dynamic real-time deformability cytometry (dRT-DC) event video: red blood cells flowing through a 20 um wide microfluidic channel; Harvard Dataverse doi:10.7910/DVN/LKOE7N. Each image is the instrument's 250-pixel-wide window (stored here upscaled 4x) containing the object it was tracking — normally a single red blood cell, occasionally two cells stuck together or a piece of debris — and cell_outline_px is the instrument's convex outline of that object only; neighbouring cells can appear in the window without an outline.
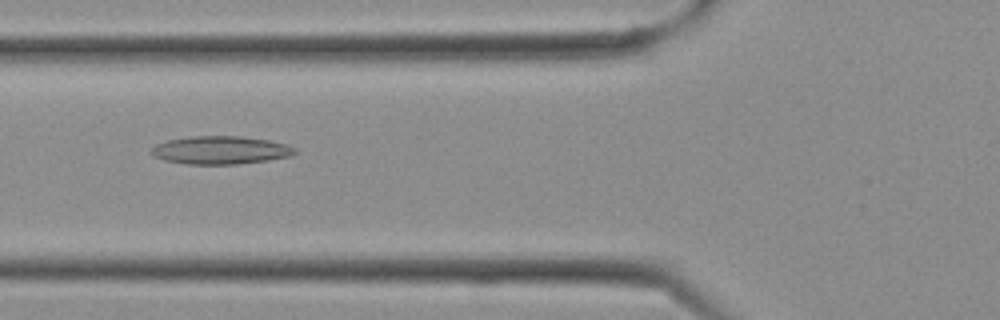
{"species": "Egyptian fruit bat (a non-hibernating species)", "species_latin": "Rousettus aegyptiacus", "temperature_condition": "cold", "stored_images_in_passage": 29, "camera_frame_rate_fps": 3000, "um_per_image_px": 0.085, "frame": {"image": 1, "passage_image": 11, "time_ms": 3.333, "image_size_px": [1000, 320], "cell_outline_px": [[296, 152], [292, 156], [268, 160], [236, 164], [188, 164], [164, 160], [152, 156], [148, 152], [156, 144], [168, 140], [188, 136], [240, 136], [268, 140], [288, 144], [296, 148]], "centroid_in_image_um": [18.73, 12.76], "position_along_channel_um": 107.1, "area_um2": 23.64}}
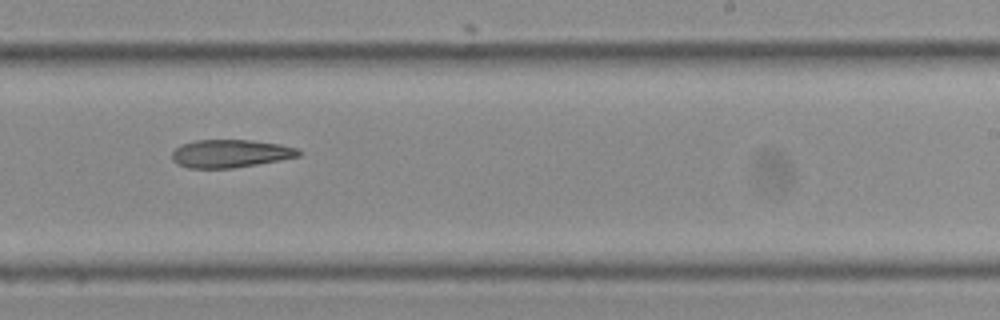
{"frame": {"image": 2, "passage_image": 18, "time_ms": 5.667, "image_size_px": [1000, 320], "cell_outline_px": [[300, 156], [280, 160], [232, 168], [188, 168], [176, 164], [172, 160], [172, 152], [180, 144], [196, 140], [248, 140], [280, 144], [296, 148], [300, 152]], "centroid_in_image_um": [19.53, 13.05], "position_along_channel_um": 269.5, "area_um2": 20.58}}
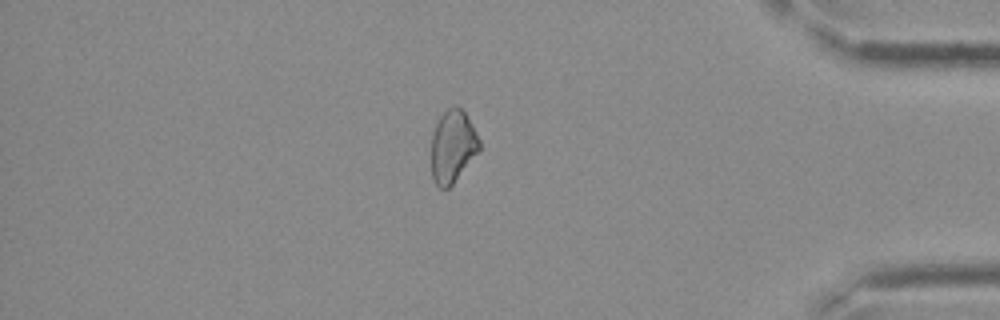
{"frame": {"image": 3, "passage_image": 25, "time_ms": 8.0, "image_size_px": [1000, 320], "cell_outline_px": [[480, 152], [452, 184], [448, 188], [440, 188], [432, 180], [432, 132], [440, 116], [448, 108], [456, 104], [464, 112], [480, 140]], "centroid_in_image_um": [38.48, 12.45], "position_along_channel_um": 396.7, "area_um2": 20.29}}